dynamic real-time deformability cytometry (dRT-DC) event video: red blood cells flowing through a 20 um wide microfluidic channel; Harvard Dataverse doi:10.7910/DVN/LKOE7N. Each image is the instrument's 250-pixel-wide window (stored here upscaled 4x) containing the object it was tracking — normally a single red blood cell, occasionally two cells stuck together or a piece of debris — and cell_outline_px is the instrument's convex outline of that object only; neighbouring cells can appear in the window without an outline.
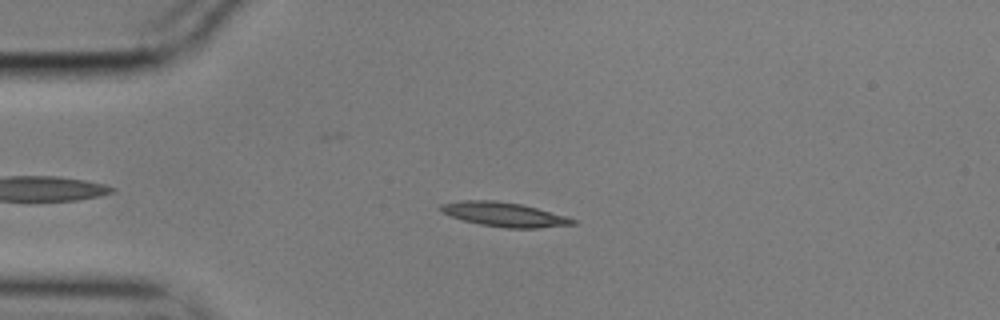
{"species": "common noctule bat (a hibernating species)", "species_latin": "Nyctalus noctula", "temperature_condition": "cold", "stored_images_in_passage": 53, "camera_frame_rate_fps": 3000, "um_per_image_px": 0.085, "animal": {"sex": "male", "body_mass_g": 17.9}, "frame": {"image": 1, "passage_image": 10, "time_ms": 3.0, "image_size_px": [1000, 320], "cell_outline_px": [[576, 224], [536, 228], [504, 228], [480, 224], [464, 220], [452, 216], [444, 212], [440, 208], [440, 204], [460, 200], [496, 200], [520, 204], [536, 208], [564, 216], [576, 220]], "centroid_in_image_um": [42.84, 18.22], "position_along_channel_um": 42.2, "area_um2": 18.38}}
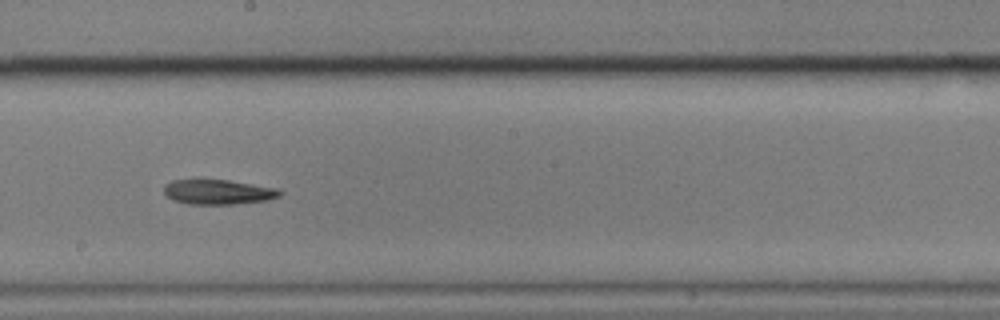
{"frame": {"image": 2, "passage_image": 28, "time_ms": 9.0, "image_size_px": [1000, 320], "cell_outline_px": [[284, 192], [280, 196], [264, 200], [232, 204], [188, 204], [172, 200], [164, 192], [164, 184], [172, 180], [228, 180], [276, 188]], "centroid_in_image_um": [18.51, 16.32], "position_along_channel_um": 229.7, "area_um2": 16.59}}
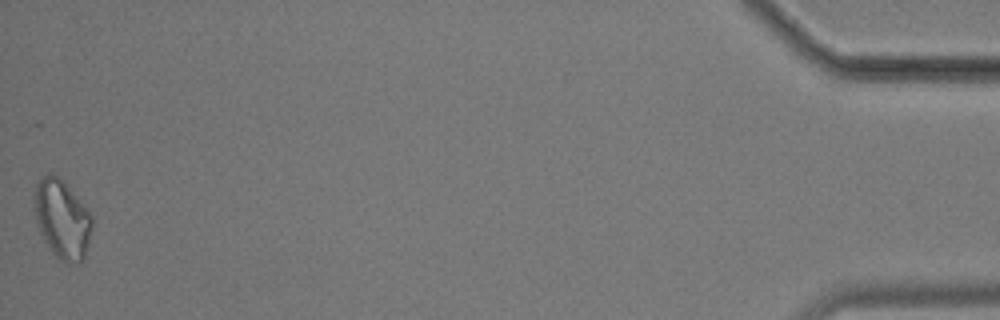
{"frame": {"image": 3, "passage_image": 53, "time_ms": 17.333, "image_size_px": [1000, 320], "cell_outline_px": [[92, 228], [88, 244], [84, 256], [80, 264], [68, 264], [60, 260], [52, 252], [44, 240], [40, 232], [36, 220], [36, 180], [48, 172], [52, 172], [60, 176], [92, 216]], "centroid_in_image_um": [5.29, 18.62], "position_along_channel_um": 429.9, "area_um2": 26.36}, "authors_computed_cell_mechanics": {"area_um2": 17.7446, "velocity_mm_per_s": 3.5146, "shape_relaxation_time_tau1_ms": 9.3808, "shape_relaxation_time_tau2_ms": null, "deformation_change_tau1": 0.1999, "deformation_change_tau2": null}}